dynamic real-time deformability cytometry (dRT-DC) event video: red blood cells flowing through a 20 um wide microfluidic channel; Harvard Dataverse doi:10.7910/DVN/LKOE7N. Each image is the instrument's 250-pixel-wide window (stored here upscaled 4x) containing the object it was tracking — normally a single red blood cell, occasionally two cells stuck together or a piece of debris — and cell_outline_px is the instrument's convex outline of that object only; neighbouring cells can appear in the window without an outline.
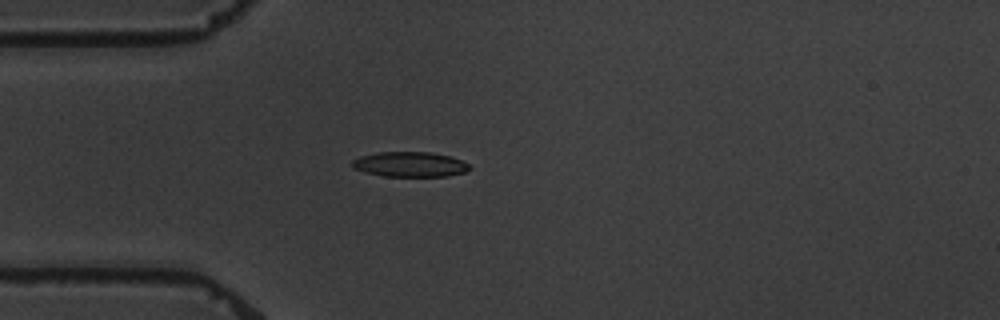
{"species": "common noctule bat (a hibernating species)", "species_latin": "Nyctalus noctula", "temperature_condition": "warm", "stored_images_in_passage": 4, "camera_frame_rate_fps": 3000, "um_per_image_px": 0.085, "animal": {"sex": "male", "body_mass_g": 19.5, "forearm_length_mm": 54.6}, "frame": {"image": 1, "passage_image": 4, "time_ms": 3.667, "image_size_px": [1000, 320], "cell_outline_px": [[472, 168], [468, 172], [448, 176], [384, 176], [364, 172], [352, 168], [352, 160], [360, 156], [376, 152], [432, 152], [448, 156], [460, 160], [468, 164]], "centroid_in_image_um": [34.84, 13.97], "position_along_channel_um": 50.2, "area_um2": 17.22}}